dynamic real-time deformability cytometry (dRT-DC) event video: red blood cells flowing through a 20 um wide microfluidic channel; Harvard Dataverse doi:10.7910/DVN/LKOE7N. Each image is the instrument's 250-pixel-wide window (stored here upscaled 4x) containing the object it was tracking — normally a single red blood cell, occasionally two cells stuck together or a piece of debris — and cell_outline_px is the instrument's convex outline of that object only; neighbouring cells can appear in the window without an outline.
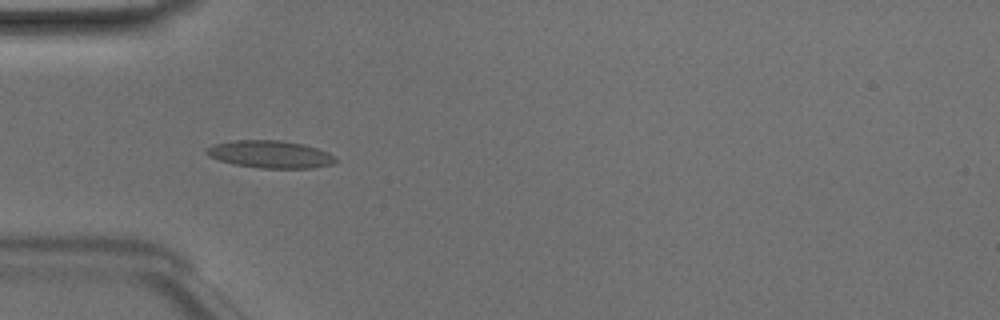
{"species": "Egyptian fruit bat (a non-hibernating species)", "species_latin": "Rousettus aegyptiacus", "temperature_condition": "room temperature", "stored_images_in_passage": 50, "camera_frame_rate_fps": 3000, "um_per_image_px": 0.085, "animal": {"sex": "male"}, "frame": {"image": 1, "passage_image": 16, "time_ms": 5.0, "image_size_px": [1000, 320], "cell_outline_px": [[336, 160], [332, 164], [312, 168], [260, 168], [232, 164], [208, 156], [204, 152], [208, 148], [216, 144], [236, 140], [280, 140], [304, 144], [328, 152], [336, 156]], "centroid_in_image_um": [22.99, 13.12], "position_along_channel_um": 62.0, "area_um2": 20.58}}
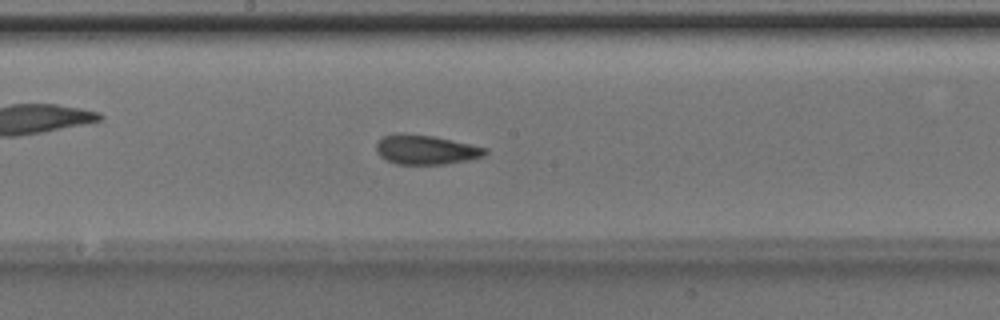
{"frame": {"image": 2, "passage_image": 27, "time_ms": 8.667, "image_size_px": [1000, 320], "cell_outline_px": [[488, 152], [484, 156], [468, 160], [444, 164], [396, 164], [380, 156], [376, 152], [376, 144], [384, 136], [396, 132], [404, 132], [432, 136], [488, 148]], "centroid_in_image_um": [36.18, 12.71], "position_along_channel_um": 212.0, "area_um2": 18.73}}
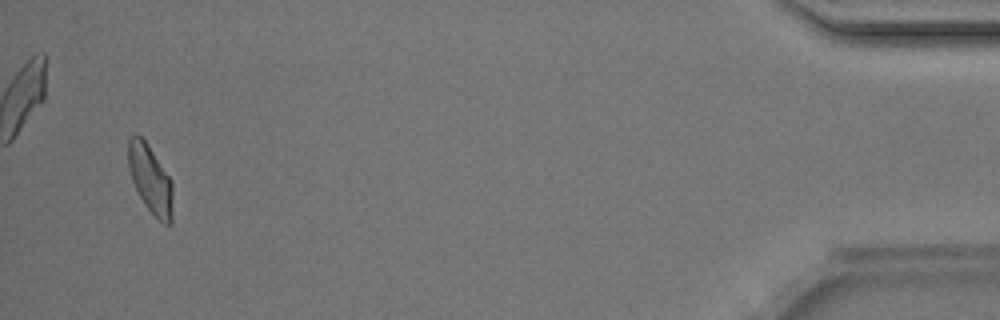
{"frame": {"image": 3, "passage_image": 48, "time_ms": 15.667, "image_size_px": [1000, 320], "cell_outline_px": [[172, 224], [164, 224], [144, 204], [132, 180], [128, 168], [128, 140], [132, 136], [140, 136], [148, 144], [168, 176], [172, 184]], "centroid_in_image_um": [12.77, 15.24], "position_along_channel_um": 422.4, "area_um2": 17.28}, "authors_computed_cell_mechanics": {"area_um2": 18.5249, "velocity_mm_per_s": 4.1477, "shape_relaxation_time_tau1_ms": 4.9239, "shape_relaxation_time_tau2_ms": 1.1944, "deformation_change_tau1": 0.1656, "deformation_change_tau2": 0.0749}}